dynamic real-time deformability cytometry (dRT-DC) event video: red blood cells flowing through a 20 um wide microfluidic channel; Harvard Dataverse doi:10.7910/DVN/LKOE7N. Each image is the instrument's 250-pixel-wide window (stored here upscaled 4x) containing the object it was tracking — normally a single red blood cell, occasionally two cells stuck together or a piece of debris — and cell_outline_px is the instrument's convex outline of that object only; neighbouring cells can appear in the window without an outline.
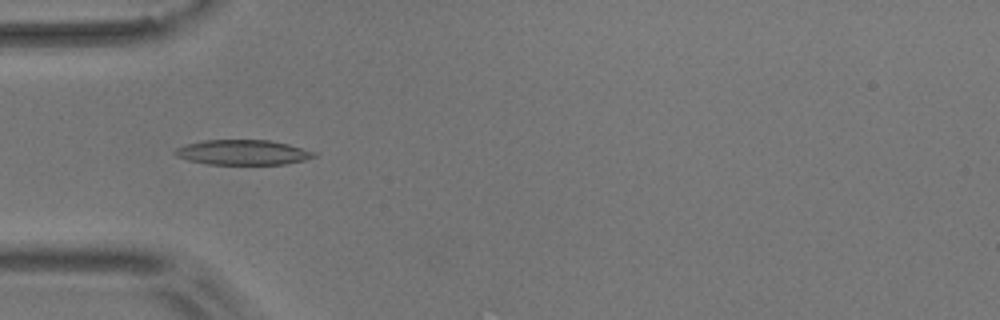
{"species": "common noctule bat (a hibernating species)", "species_latin": "Nyctalus noctula", "temperature_condition": "room temperature", "stored_images_in_passage": 9, "camera_frame_rate_fps": 3000, "um_per_image_px": 0.085, "animal": {"sex": "male", "body_mass_g": 17.9}, "frame": {"image": 1, "passage_image": 4, "time_ms": 4.667, "image_size_px": [1000, 320], "cell_outline_px": [[320, 152], [316, 156], [304, 160], [284, 164], [208, 164], [188, 160], [176, 156], [172, 152], [176, 148], [188, 144], [204, 140], [268, 140], [288, 144]], "centroid_in_image_um": [20.68, 12.95], "position_along_channel_um": 64.3, "area_um2": 20.29}}
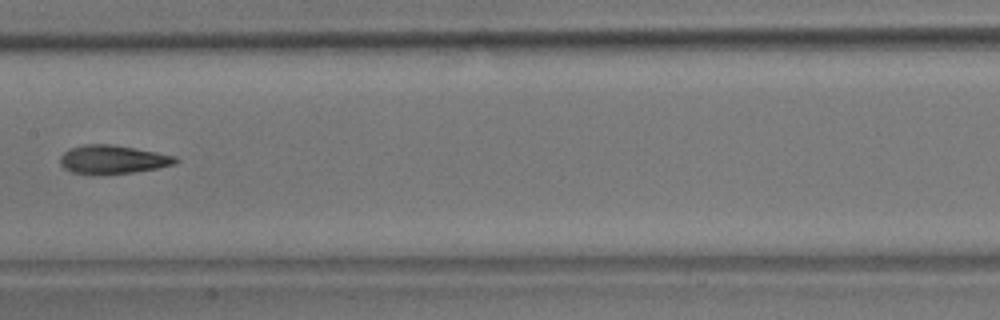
{"frame": {"image": 2, "passage_image": 7, "time_ms": 8.333, "image_size_px": [1000, 320], "cell_outline_px": [[180, 160], [176, 164], [156, 168], [132, 172], [92, 176], [72, 172], [64, 168], [60, 164], [60, 156], [68, 148], [84, 144], [112, 144], [156, 152], [176, 156]], "centroid_in_image_um": [9.54, 13.57], "position_along_channel_um": 197.9, "area_um2": 19.54}}
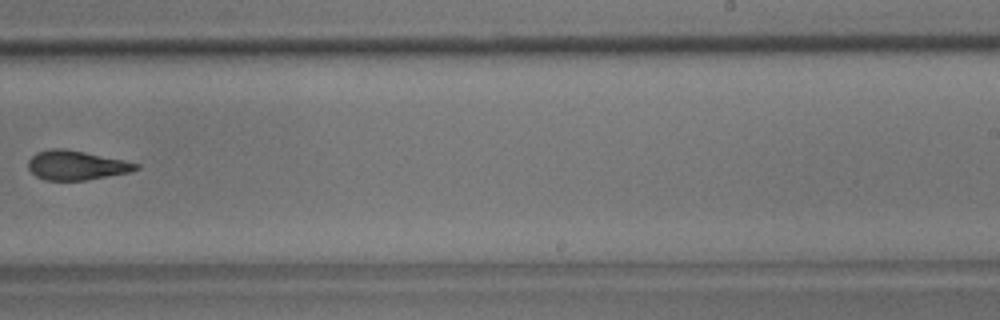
{"frame": {"image": 3, "passage_image": 9, "time_ms": 10.667, "image_size_px": [1000, 320], "cell_outline_px": [[140, 168], [128, 172], [84, 180], [44, 180], [36, 176], [28, 168], [28, 160], [36, 152], [52, 148], [64, 148], [84, 152], [140, 164]], "centroid_in_image_um": [6.43, 14.04], "position_along_channel_um": 282.6, "area_um2": 18.15}}